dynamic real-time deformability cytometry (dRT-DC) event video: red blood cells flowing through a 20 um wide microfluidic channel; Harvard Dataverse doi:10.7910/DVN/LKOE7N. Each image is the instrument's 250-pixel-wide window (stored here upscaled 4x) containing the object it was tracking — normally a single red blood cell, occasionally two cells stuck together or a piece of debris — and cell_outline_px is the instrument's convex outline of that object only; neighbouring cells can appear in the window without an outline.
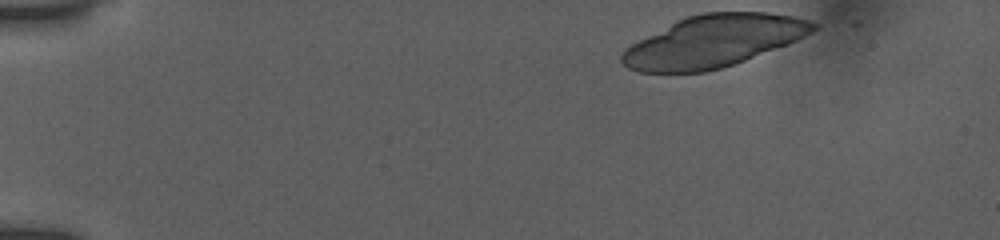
{"species": "human", "species_latin": "Homo sapiens", "temperature_condition": "room temperature", "stored_images_in_passage": 21, "camera_frame_rate_fps": 3000, "um_per_image_px": 0.085, "donor": {"sex": "female"}, "frame": {"image": 1, "passage_image": 1, "time_ms": 0.0, "image_size_px": [1000, 240], "cell_outline_px": [[816, 28], [812, 32], [788, 44], [736, 64], [704, 72], [640, 72], [628, 68], [620, 60], [620, 56], [624, 48], [676, 20], [688, 16], [704, 12], [768, 12], [796, 16], [808, 20], [816, 24]], "centroid_in_image_um": [60.64, 3.5], "position_along_channel_um": 24.4, "area_um2": 57.86}}